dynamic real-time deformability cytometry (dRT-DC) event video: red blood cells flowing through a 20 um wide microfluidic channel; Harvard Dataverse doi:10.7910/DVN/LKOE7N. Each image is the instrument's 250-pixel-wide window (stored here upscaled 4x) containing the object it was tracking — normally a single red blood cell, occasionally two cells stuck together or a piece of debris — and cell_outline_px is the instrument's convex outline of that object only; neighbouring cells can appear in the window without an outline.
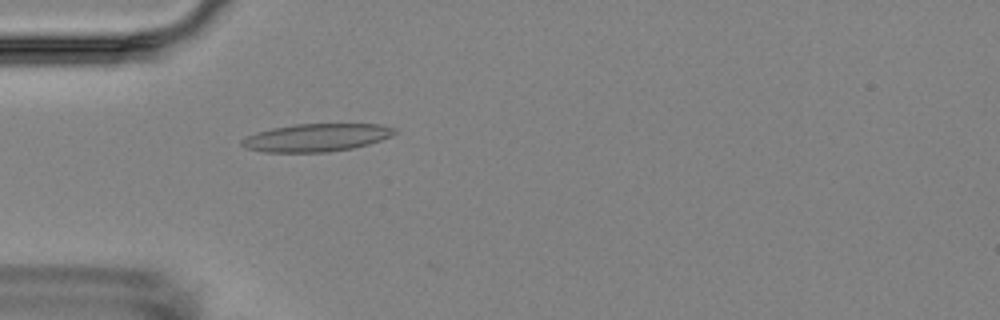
{"species": "Egyptian fruit bat (a non-hibernating species)", "species_latin": "Rousettus aegyptiacus", "temperature_condition": "room temperature", "stored_images_in_passage": 1, "camera_frame_rate_fps": 3000, "um_per_image_px": 0.085, "animal": {"sex": "female"}, "frame": {"image": 1, "passage_image": 1, "time_ms": 0.0, "image_size_px": [1000, 320], "cell_outline_px": [[396, 132], [392, 136], [368, 144], [352, 148], [328, 152], [264, 152], [248, 148], [240, 144], [240, 140], [256, 132], [272, 128], [296, 124], [380, 124], [396, 128]], "centroid_in_image_um": [26.9, 11.69], "position_along_channel_um": 58.1, "area_um2": 24.68}}